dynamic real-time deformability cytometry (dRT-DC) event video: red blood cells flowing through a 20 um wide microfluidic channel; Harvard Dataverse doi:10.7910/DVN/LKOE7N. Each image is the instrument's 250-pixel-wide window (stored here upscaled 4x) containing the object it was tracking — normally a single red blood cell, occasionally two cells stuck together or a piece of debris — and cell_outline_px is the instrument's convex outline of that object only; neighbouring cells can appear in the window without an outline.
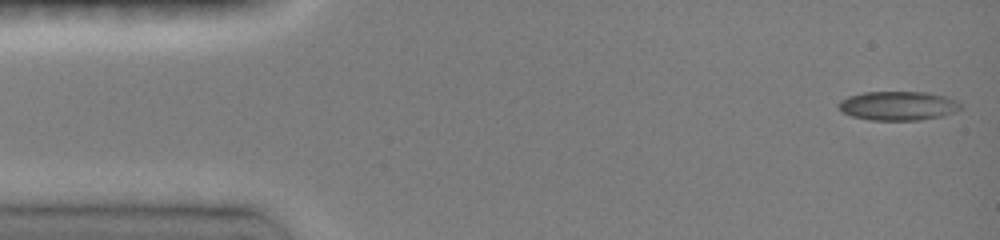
{"species": "common noctule bat (a hibernating species)", "species_latin": "Nyctalus noctula", "temperature_condition": "room temperature", "stored_images_in_passage": 39, "camera_frame_rate_fps": 3000, "um_per_image_px": 0.085, "animal": {"sex": "female", "body_mass_g": 19.0, "forearm_length_mm": 51.5}, "frame": {"image": 1, "passage_image": 1, "time_ms": 0.0, "image_size_px": [1000, 240], "cell_outline_px": [[964, 104], [956, 112], [944, 116], [920, 120], [872, 120], [852, 116], [840, 112], [836, 104], [840, 100], [848, 96], [864, 92], [928, 92], [944, 96], [956, 100]], "centroid_in_image_um": [76.34, 8.99], "position_along_channel_um": 8.7, "area_um2": 20.98}}
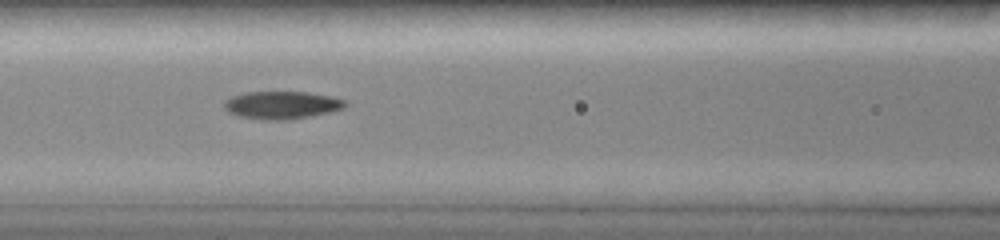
{"frame": {"image": 2, "passage_image": 21, "time_ms": 6.0, "image_size_px": [1000, 240], "cell_outline_px": [[348, 104], [344, 108], [328, 112], [288, 120], [268, 120], [240, 116], [228, 112], [224, 108], [224, 100], [232, 96], [244, 92], [308, 92], [332, 96], [344, 100]], "centroid_in_image_um": [23.94, 8.92], "position_along_channel_um": 142.7, "area_um2": 19.48}}
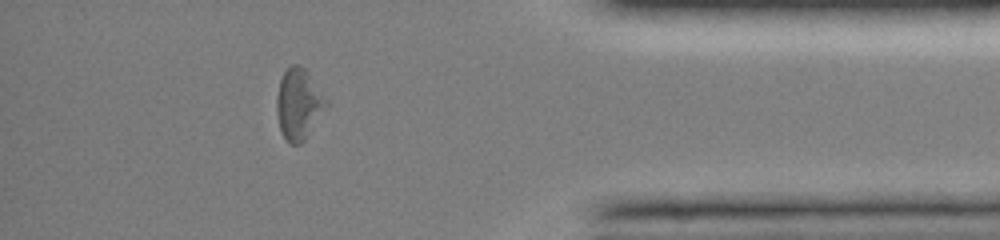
{"frame": {"image": 3, "passage_image": 35, "time_ms": 13.0, "image_size_px": [1000, 240], "cell_outline_px": [[328, 108], [304, 140], [300, 144], [292, 144], [284, 136], [280, 128], [276, 112], [276, 96], [280, 80], [284, 72], [292, 64], [300, 64], [308, 72], [328, 100]], "centroid_in_image_um": [25.41, 8.83], "position_along_channel_um": 409.8, "area_um2": 20.58}, "authors_computed_cell_mechanics": {"area_um2": 19.4786, "velocity_mm_per_s": 4.0982, "shape_relaxation_time_tau1_ms": 5.8762, "shape_relaxation_time_tau2_ms": 5.4568, "deformation_change_tau1": 0.1903, "deformation_change_tau2": 0.1184}}